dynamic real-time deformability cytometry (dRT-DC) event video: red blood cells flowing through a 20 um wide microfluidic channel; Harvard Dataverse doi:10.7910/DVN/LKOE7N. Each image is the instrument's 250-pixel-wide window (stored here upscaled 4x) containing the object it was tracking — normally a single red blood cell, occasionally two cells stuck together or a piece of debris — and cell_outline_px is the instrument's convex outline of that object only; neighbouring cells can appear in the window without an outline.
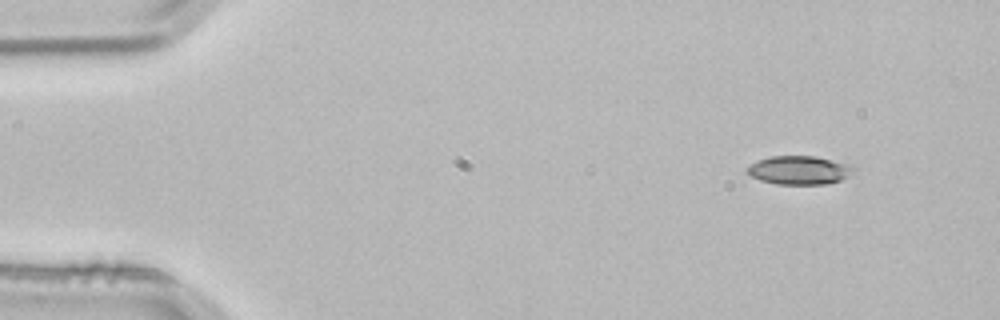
{"species": "common noctule bat (a hibernating species)", "species_latin": "Nyctalus noctula", "temperature_condition": "room temperature", "stored_images_in_passage": 2, "camera_frame_rate_fps": 3000, "um_per_image_px": 0.085, "animal": {"sex": "male", "body_mass_g": 21.5, "forearm_length_mm": 52.0}, "frame": {"image": 1, "passage_image": 1, "time_ms": 0.0, "image_size_px": [1000, 320], "cell_outline_px": [[856, 168], [840, 180], [828, 184], [776, 184], [760, 180], [752, 176], [744, 168], [748, 164], [756, 160], [772, 156], [816, 156], [852, 164]], "centroid_in_image_um": [67.91, 14.45], "position_along_channel_um": 17.1, "area_um2": 17.86}}